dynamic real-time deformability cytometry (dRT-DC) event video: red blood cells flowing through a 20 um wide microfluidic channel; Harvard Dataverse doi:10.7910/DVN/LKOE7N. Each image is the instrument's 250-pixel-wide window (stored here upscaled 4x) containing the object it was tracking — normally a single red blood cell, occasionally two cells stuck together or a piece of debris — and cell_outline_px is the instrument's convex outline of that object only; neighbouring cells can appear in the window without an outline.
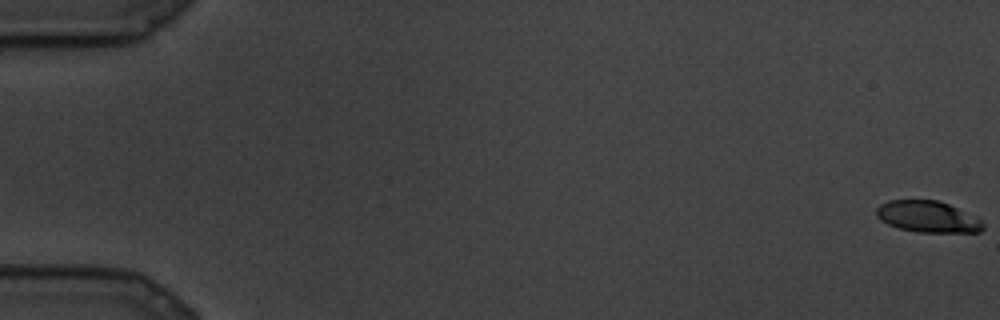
{"species": "common noctule bat (a hibernating species)", "species_latin": "Nyctalus noctula", "temperature_condition": "cold", "stored_images_in_passage": 94, "camera_frame_rate_fps": 3000, "um_per_image_px": 0.085, "animal": {"sex": "male", "body_mass_g": 19.5, "forearm_length_mm": 54.6}, "frame": {"image": 1, "passage_image": 1, "time_ms": 0.0, "image_size_px": [1000, 320], "cell_outline_px": [[984, 228], [980, 232], [916, 232], [896, 228], [880, 220], [876, 216], [876, 208], [880, 204], [888, 200], [940, 200], [980, 216], [984, 224]], "centroid_in_image_um": [78.9, 18.41], "position_along_channel_um": 6.1, "area_um2": 20.11}}
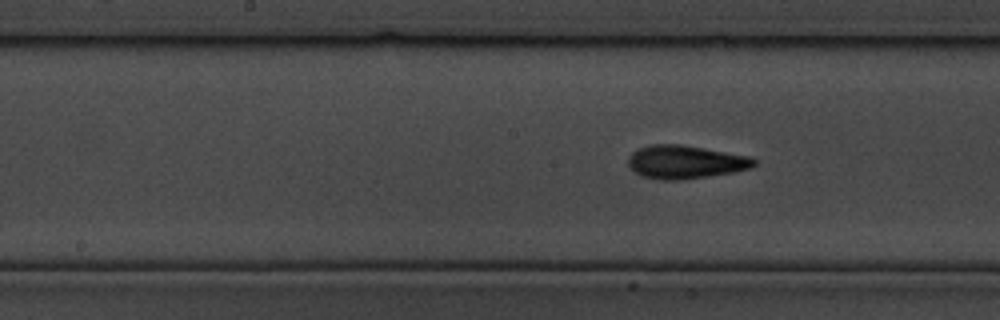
{"frame": {"image": 2, "passage_image": 48, "time_ms": 15.667, "image_size_px": [1000, 320], "cell_outline_px": [[756, 164], [752, 168], [732, 172], [708, 176], [680, 180], [660, 180], [644, 176], [636, 172], [628, 164], [628, 156], [632, 152], [640, 148], [652, 144], [680, 144], [752, 156], [756, 160]], "centroid_in_image_um": [58.29, 13.76], "position_along_channel_um": 189.9, "area_um2": 24.39}}
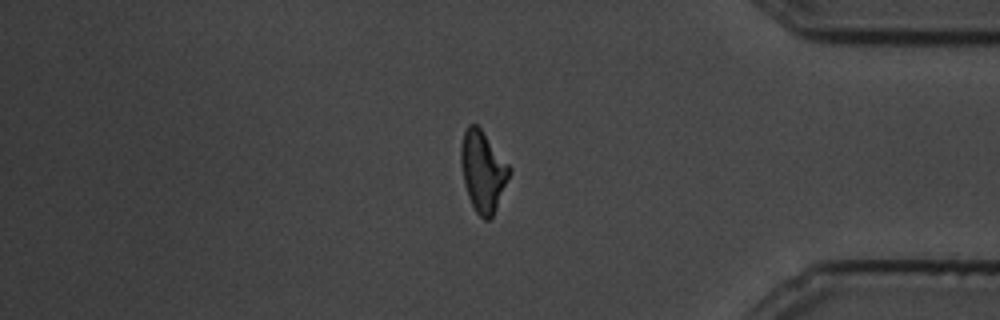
{"frame": {"image": 3, "passage_image": 79, "time_ms": 26.0, "image_size_px": [1000, 320], "cell_outline_px": [[512, 172], [496, 208], [492, 216], [488, 220], [484, 220], [476, 212], [468, 196], [464, 184], [460, 164], [460, 144], [464, 132], [468, 124], [476, 124], [480, 128], [512, 168]], "centroid_in_image_um": [41.04, 14.54], "position_along_channel_um": 394.2, "area_um2": 22.83}}